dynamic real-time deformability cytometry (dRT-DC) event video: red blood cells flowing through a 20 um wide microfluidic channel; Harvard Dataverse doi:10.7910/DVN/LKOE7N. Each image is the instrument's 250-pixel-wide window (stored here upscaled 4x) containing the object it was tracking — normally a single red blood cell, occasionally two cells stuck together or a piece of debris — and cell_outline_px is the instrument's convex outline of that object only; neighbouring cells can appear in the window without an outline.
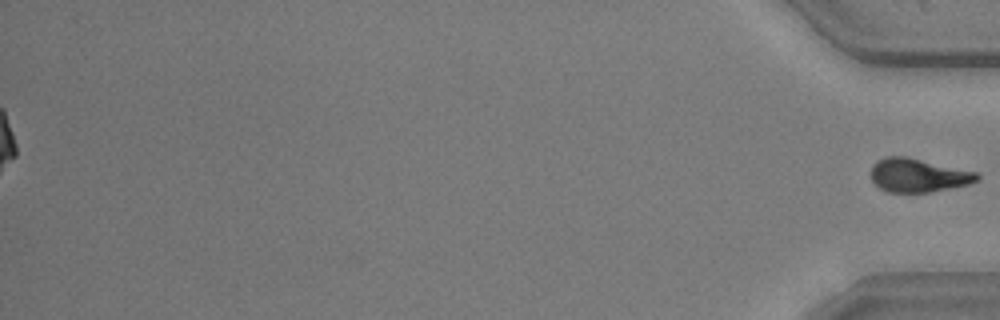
{"species": "common noctule bat (a hibernating species)", "species_latin": "Nyctalus noctula", "temperature_condition": "warm", "stored_images_in_passage": 53, "segment_of_instrument_passage": [2, 2], "camera_frame_rate_fps": 3000, "um_per_image_px": 0.085, "animal": {"sex": "male", "body_mass_g": 20.5, "forearm_length_mm": 52.5}, "frame": {"image": 1, "passage_image": 53, "time_ms": 17.333, "image_size_px": [1000, 320], "cell_outline_px": [[980, 180], [968, 184], [928, 192], [888, 192], [880, 188], [872, 180], [872, 164], [876, 160], [884, 156], [908, 156], [980, 172]], "centroid_in_image_um": [78.08, 14.87], "position_along_channel_um": 357.1, "area_um2": 21.04}}